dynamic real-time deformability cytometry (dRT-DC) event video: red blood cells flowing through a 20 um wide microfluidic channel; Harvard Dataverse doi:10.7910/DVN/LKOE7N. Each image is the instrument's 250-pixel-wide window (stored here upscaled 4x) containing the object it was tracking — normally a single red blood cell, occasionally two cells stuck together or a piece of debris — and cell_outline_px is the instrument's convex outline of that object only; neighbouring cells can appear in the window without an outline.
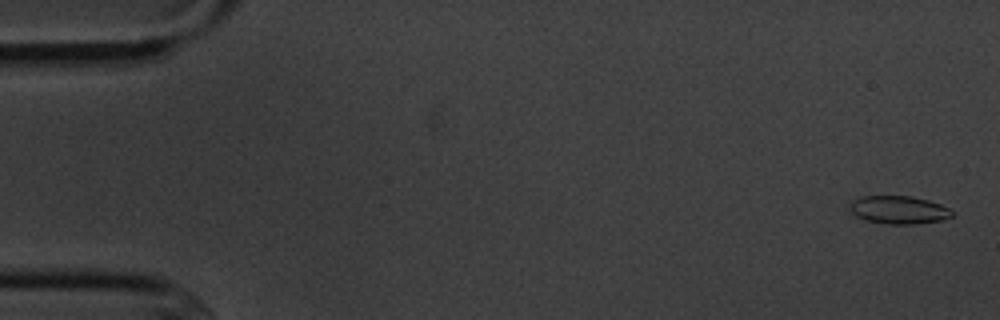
{"species": "common noctule bat (a hibernating species)", "species_latin": "Nyctalus noctula", "temperature_condition": "cold", "stored_images_in_passage": 5, "camera_frame_rate_fps": 3000, "um_per_image_px": 0.085, "animal": {"sex": "male", "body_mass_g": 20.1, "forearm_length_mm": 53.5}, "frame": {"image": 1, "passage_image": 1, "time_ms": 0.0, "image_size_px": [1000, 320], "cell_outline_px": [[956, 212], [952, 216], [940, 220], [912, 224], [888, 224], [864, 220], [856, 216], [848, 208], [848, 204], [852, 200], [860, 196], [912, 196], [928, 200], [940, 204]], "centroid_in_image_um": [76.36, 17.83], "position_along_channel_um": 8.6, "area_um2": 16.82}}